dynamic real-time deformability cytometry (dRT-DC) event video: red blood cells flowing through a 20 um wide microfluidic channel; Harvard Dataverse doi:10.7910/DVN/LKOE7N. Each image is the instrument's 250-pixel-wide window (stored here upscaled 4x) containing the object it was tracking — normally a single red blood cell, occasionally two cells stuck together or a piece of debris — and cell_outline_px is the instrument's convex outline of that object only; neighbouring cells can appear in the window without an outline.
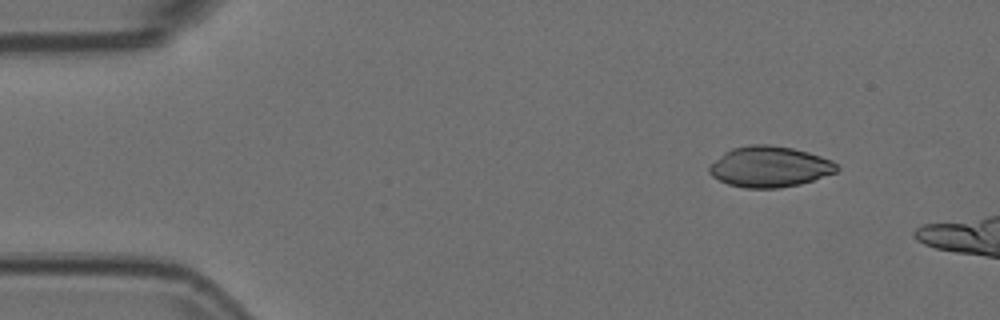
{"species": "Egyptian fruit bat (a non-hibernating species)", "species_latin": "Rousettus aegyptiacus", "temperature_condition": "room temperature", "stored_images_in_passage": 14, "camera_frame_rate_fps": 3000, "um_per_image_px": 0.085, "animal": {"sex": "female"}, "frame": {"image": 1, "passage_image": 5, "time_ms": 1.333, "image_size_px": [1000, 320], "cell_outline_px": [[840, 168], [836, 172], [800, 184], [780, 188], [744, 188], [728, 184], [712, 176], [708, 172], [708, 164], [724, 152], [732, 148], [752, 144], [768, 144], [792, 148], [808, 152], [832, 160]], "centroid_in_image_um": [65.38, 14.17], "position_along_channel_um": 19.6, "area_um2": 30.46}}